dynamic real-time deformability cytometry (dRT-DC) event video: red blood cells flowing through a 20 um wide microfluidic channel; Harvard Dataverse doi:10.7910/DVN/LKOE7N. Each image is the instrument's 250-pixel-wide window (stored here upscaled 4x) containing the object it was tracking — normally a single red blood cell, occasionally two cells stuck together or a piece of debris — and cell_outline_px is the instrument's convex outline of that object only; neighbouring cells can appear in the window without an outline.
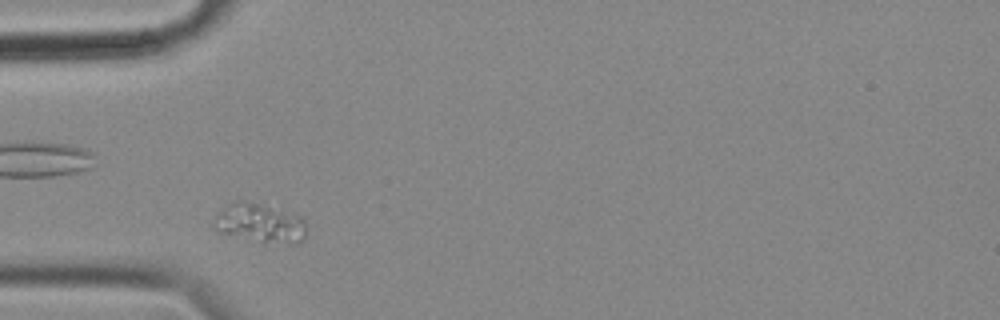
{"species": "common noctule bat (a hibernating species)", "species_latin": "Nyctalus noctula", "temperature_condition": "cold", "stored_images_in_passage": 40, "segment_of_instrument_passage": [1, 2], "camera_frame_rate_fps": 3000, "um_per_image_px": 0.085, "animal": {"sex": "female", "body_mass_g": 18.4}, "frame": {"image": 1, "passage_image": 3, "time_ms": 0.667, "image_size_px": [1000, 320], "cell_outline_px": [[304, 240], [296, 244], [288, 244], [264, 240], [220, 232], [212, 224], [212, 220], [216, 212], [232, 200], [244, 200], [260, 204], [300, 216], [304, 220]], "centroid_in_image_um": [22.05, 18.91], "position_along_channel_um": 63.0, "area_um2": 20.52}}
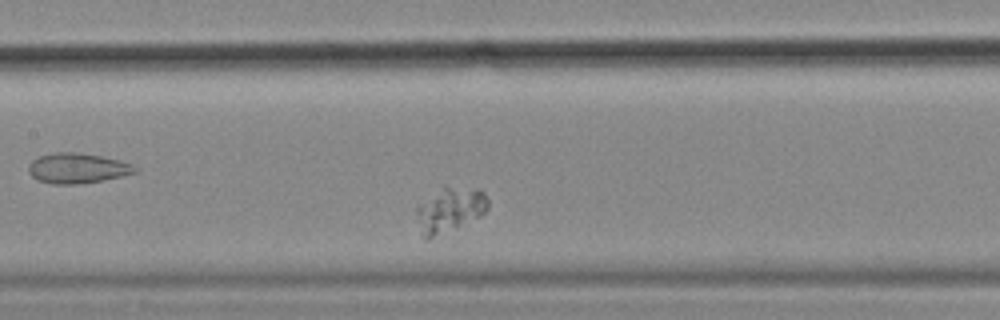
{"frame": {"image": 2, "passage_image": 13, "time_ms": 4.0, "image_size_px": [1000, 320], "cell_outline_px": [[488, 208], [480, 216], [428, 240], [424, 240], [420, 232], [416, 220], [416, 208], [420, 204], [444, 184], [480, 188], [484, 192], [488, 200]], "centroid_in_image_um": [38.22, 17.8], "position_along_channel_um": 169.2, "area_um2": 19.07}}
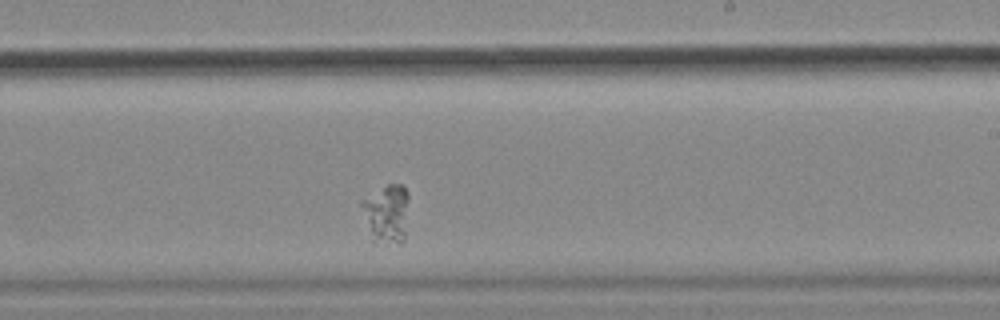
{"frame": {"image": 3, "passage_image": 21, "time_ms": 6.667, "image_size_px": [1000, 320], "cell_outline_px": [[408, 196], [404, 240], [400, 244], [372, 244], [360, 204], [360, 200], [388, 184], [400, 184], [408, 192]], "centroid_in_image_um": [32.82, 18.22], "position_along_channel_um": 256.2, "area_um2": 16.42}}